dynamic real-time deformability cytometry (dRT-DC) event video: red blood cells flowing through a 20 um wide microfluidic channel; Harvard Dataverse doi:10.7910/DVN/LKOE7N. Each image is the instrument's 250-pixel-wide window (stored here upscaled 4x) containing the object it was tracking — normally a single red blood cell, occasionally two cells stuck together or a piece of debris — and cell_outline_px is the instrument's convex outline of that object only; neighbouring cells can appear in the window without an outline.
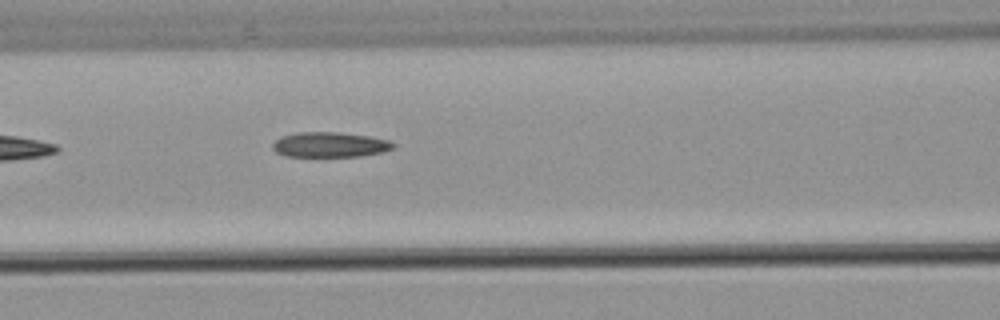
{"species": "common noctule bat (a hibernating species)", "species_latin": "Nyctalus noctula", "temperature_condition": "warm", "stored_images_in_passage": 4, "camera_frame_rate_fps": 3000, "um_per_image_px": 0.085, "animal": {"sex": "male", "body_mass_g": 21.5, "forearm_length_mm": 52.0}, "frame": {"image": 1, "passage_image": 3, "time_ms": 2.333, "image_size_px": [1000, 320], "cell_outline_px": [[396, 144], [392, 148], [380, 152], [360, 156], [284, 156], [276, 152], [272, 148], [272, 144], [280, 136], [296, 132], [340, 132], [368, 136], [388, 140]], "centroid_in_image_um": [27.99, 12.29], "position_along_channel_um": 138.6, "area_um2": 17.57}}